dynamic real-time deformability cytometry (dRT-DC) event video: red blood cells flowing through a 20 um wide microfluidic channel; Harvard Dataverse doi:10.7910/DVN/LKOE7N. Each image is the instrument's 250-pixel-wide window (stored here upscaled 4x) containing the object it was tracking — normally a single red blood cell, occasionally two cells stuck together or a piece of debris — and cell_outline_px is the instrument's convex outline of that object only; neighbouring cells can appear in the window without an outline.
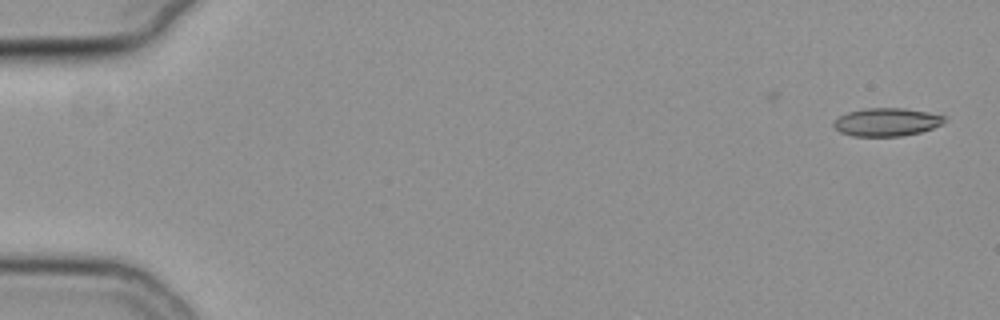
{"species": "common noctule bat (a hibernating species)", "species_latin": "Nyctalus noctula", "temperature_condition": "cold", "stored_images_in_passage": 45, "camera_frame_rate_fps": 3000, "um_per_image_px": 0.085, "animal": {"sex": "female", "body_mass_g": 19.3, "forearm_length_mm": 54.1}, "frame": {"image": 1, "passage_image": 1, "time_ms": 0.0, "image_size_px": [1000, 320], "cell_outline_px": [[948, 120], [932, 128], [920, 132], [900, 136], [852, 136], [840, 132], [832, 124], [840, 116], [848, 112], [864, 108], [904, 108], [928, 112], [948, 116]], "centroid_in_image_um": [75.4, 10.37], "position_along_channel_um": 9.6, "area_um2": 18.15}}
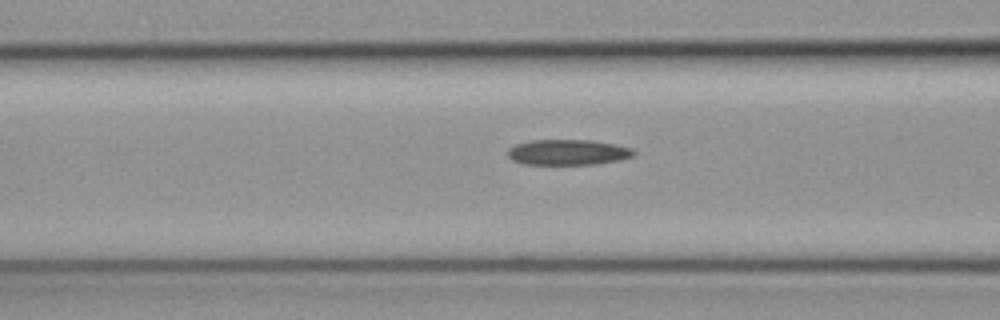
{"frame": {"image": 2, "passage_image": 22, "time_ms": 7.0, "image_size_px": [1000, 320], "cell_outline_px": [[636, 152], [632, 156], [620, 160], [596, 164], [524, 164], [512, 160], [508, 156], [508, 148], [516, 144], [532, 140], [592, 140], [632, 148]], "centroid_in_image_um": [48.26, 12.94], "position_along_channel_um": 118.3, "area_um2": 18.67}}
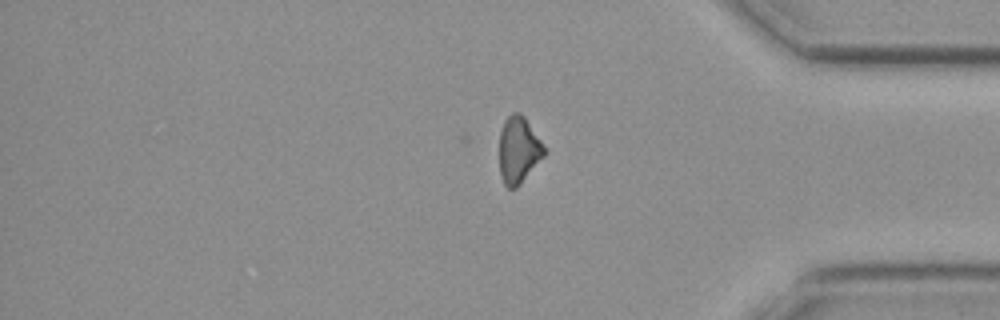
{"frame": {"image": 3, "passage_image": 45, "time_ms": 14.667, "image_size_px": [1000, 320], "cell_outline_px": [[548, 152], [520, 184], [516, 188], [508, 188], [504, 184], [500, 176], [500, 132], [504, 120], [512, 112], [520, 112], [524, 116], [548, 148]], "centroid_in_image_um": [44.12, 12.73], "position_along_channel_um": 391.1, "area_um2": 17.8}, "authors_computed_cell_mechanics": {"area_um2": 18.6116, "velocity_mm_per_s": 3.8093, "shape_relaxation_time_tau1_ms": 4.4835, "shape_relaxation_time_tau2_ms": null, "deformation_change_tau1": 0.0868, "deformation_change_tau2": null}}